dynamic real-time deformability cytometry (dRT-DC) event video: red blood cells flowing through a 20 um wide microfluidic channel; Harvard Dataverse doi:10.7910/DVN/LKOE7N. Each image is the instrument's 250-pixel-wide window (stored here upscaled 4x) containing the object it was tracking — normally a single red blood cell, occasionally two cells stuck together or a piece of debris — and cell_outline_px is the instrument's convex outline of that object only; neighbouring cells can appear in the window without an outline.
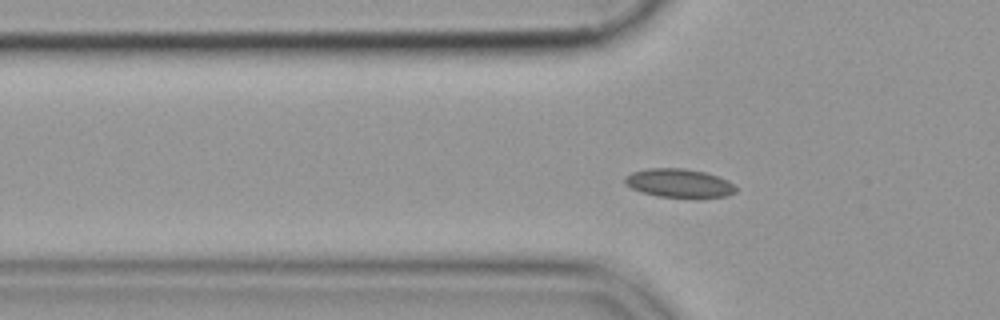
{"species": "common noctule bat (a hibernating species)", "species_latin": "Nyctalus noctula", "temperature_condition": "cold", "stored_images_in_passage": 41, "camera_frame_rate_fps": 3000, "um_per_image_px": 0.085, "animal": {"sex": "female", "body_mass_g": 19.9}, "frame": {"image": 1, "passage_image": 3, "time_ms": 0.667, "image_size_px": [1000, 320], "cell_outline_px": [[736, 192], [728, 196], [656, 196], [640, 192], [624, 184], [624, 176], [632, 172], [648, 168], [684, 168], [704, 172], [728, 180], [736, 188]], "centroid_in_image_um": [57.66, 15.54], "position_along_channel_um": 68.1, "area_um2": 18.21}}
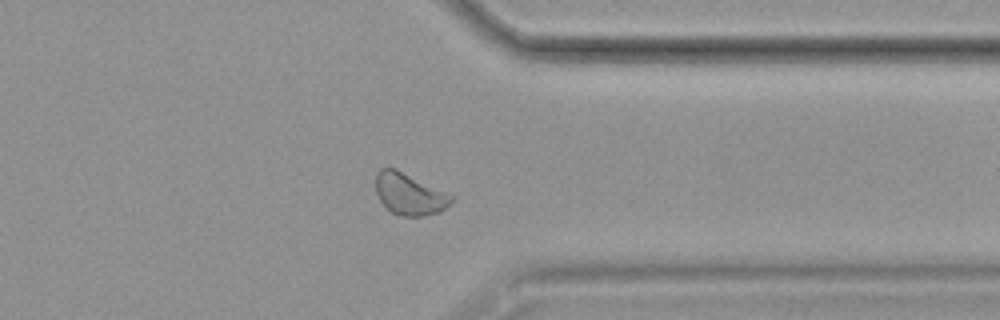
{"frame": {"image": 2, "passage_image": 29, "time_ms": 9.333, "image_size_px": [1000, 320], "cell_outline_px": [[456, 200], [440, 212], [424, 216], [400, 216], [392, 212], [380, 200], [376, 192], [376, 172], [380, 168], [396, 168], [456, 196]], "centroid_in_image_um": [34.86, 16.49], "position_along_channel_um": 376.5, "area_um2": 18.67}}
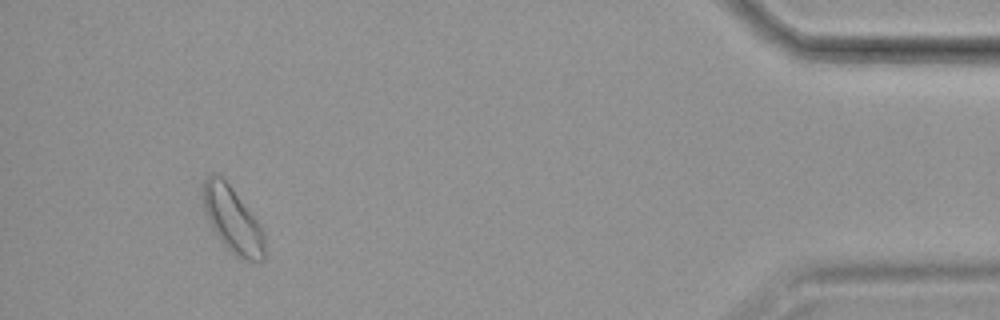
{"frame": {"image": 3, "passage_image": 37, "time_ms": 12.0, "image_size_px": [1000, 320], "cell_outline_px": [[264, 260], [240, 260], [220, 240], [212, 228], [204, 212], [200, 188], [204, 180], [212, 172], [220, 176], [232, 188], [260, 224], [264, 232]], "centroid_in_image_um": [19.72, 18.66], "position_along_channel_um": 415.5, "area_um2": 23.64}}